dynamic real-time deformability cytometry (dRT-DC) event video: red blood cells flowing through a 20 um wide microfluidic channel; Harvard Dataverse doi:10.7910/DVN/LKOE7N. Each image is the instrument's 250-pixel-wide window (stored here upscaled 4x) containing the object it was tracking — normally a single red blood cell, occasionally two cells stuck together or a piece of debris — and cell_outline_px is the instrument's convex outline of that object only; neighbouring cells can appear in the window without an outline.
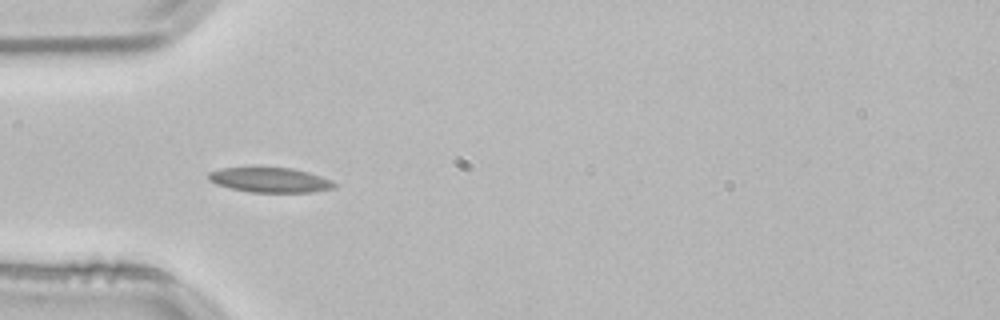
{"species": "common noctule bat (a hibernating species)", "species_latin": "Nyctalus noctula", "temperature_condition": "room temperature", "stored_images_in_passage": 38, "camera_frame_rate_fps": 3000, "um_per_image_px": 0.085, "animal": {"sex": "male", "body_mass_g": 21.5, "forearm_length_mm": 52.0}, "frame": {"image": 1, "passage_image": 1, "time_ms": 0.0, "image_size_px": [1000, 320], "cell_outline_px": [[336, 188], [312, 192], [248, 192], [216, 184], [208, 180], [208, 172], [220, 168], [292, 168], [308, 172], [332, 180], [336, 184]], "centroid_in_image_um": [22.96, 15.3], "position_along_channel_um": 62.0, "area_um2": 18.15}}
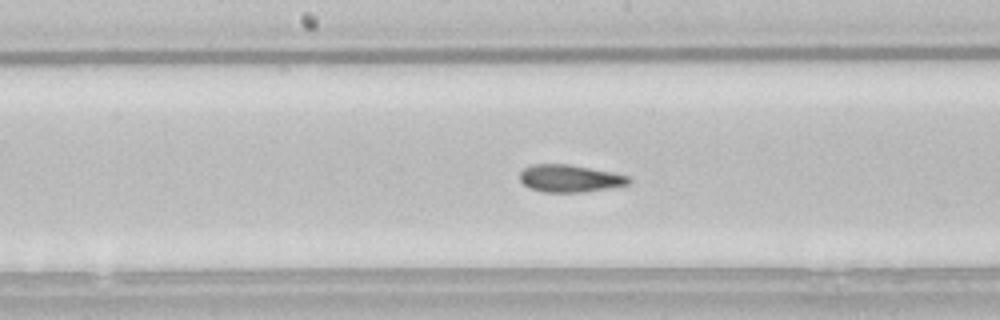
{"frame": {"image": 2, "passage_image": 12, "time_ms": 3.667, "image_size_px": [1000, 320], "cell_outline_px": [[632, 184], [584, 192], [544, 192], [528, 188], [520, 180], [520, 172], [524, 168], [532, 164], [568, 164], [612, 172], [632, 176]], "centroid_in_image_um": [48.47, 15.17], "position_along_channel_um": 199.7, "area_um2": 17.57}}
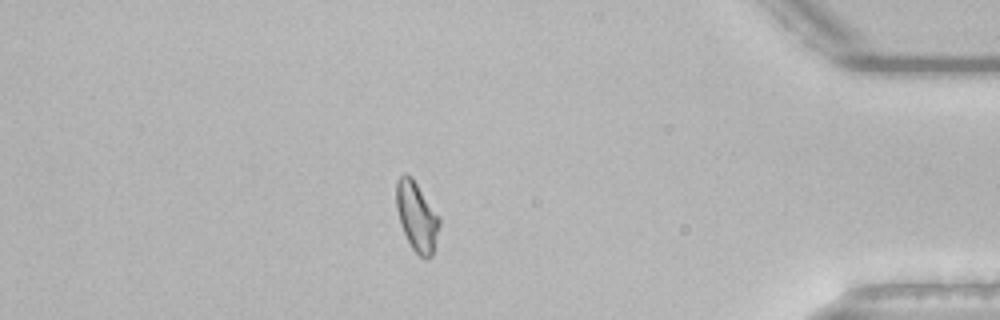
{"frame": {"image": 3, "passage_image": 31, "time_ms": 10.0, "image_size_px": [1000, 320], "cell_outline_px": [[440, 224], [432, 256], [428, 260], [424, 260], [412, 248], [400, 224], [396, 208], [396, 180], [404, 172], [412, 176], [440, 216]], "centroid_in_image_um": [35.43, 18.38], "position_along_channel_um": 399.8, "area_um2": 17.69}, "authors_computed_cell_mechanics": {"area_um2": 17.3111, "velocity_mm_per_s": 3.7898, "shape_relaxation_time_tau1_ms": null, "shape_relaxation_time_tau2_ms": 2.5454, "deformation_change_tau1": null, "deformation_change_tau2": 0.0958}}